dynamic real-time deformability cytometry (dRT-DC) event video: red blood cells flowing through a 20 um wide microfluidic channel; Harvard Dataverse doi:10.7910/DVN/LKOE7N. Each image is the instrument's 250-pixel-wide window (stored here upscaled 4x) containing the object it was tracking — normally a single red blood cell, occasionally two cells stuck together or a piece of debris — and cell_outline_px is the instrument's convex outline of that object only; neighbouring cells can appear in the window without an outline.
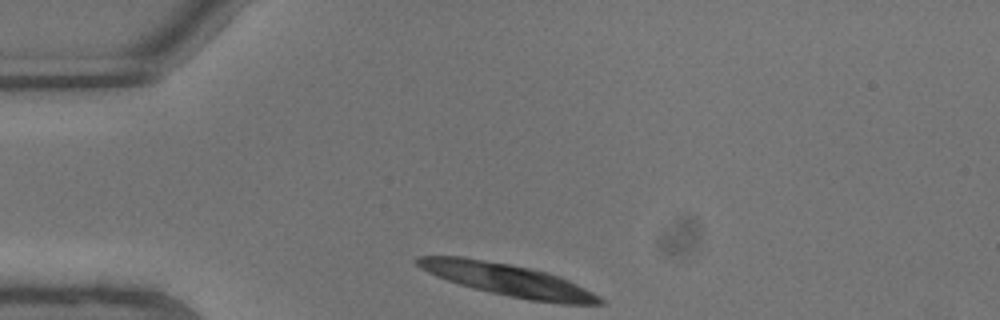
{"species": "common noctule bat (a hibernating species)", "species_latin": "Nyctalus noctula", "temperature_condition": "warm", "stored_images_in_passage": 13, "camera_frame_rate_fps": 3000, "um_per_image_px": 0.085, "animal": {"sex": "male", "body_mass_g": 13.3}, "frame": {"image": 1, "passage_image": 1, "time_ms": 0.0, "image_size_px": [1000, 320], "cell_outline_px": [[604, 304], [560, 304], [528, 300], [508, 296], [472, 288], [436, 276], [420, 268], [412, 260], [416, 256], [460, 256], [532, 268], [548, 272], [560, 276], [600, 296], [604, 300]], "centroid_in_image_um": [43.16, 23.79], "position_along_channel_um": 41.8, "area_um2": 34.16}}